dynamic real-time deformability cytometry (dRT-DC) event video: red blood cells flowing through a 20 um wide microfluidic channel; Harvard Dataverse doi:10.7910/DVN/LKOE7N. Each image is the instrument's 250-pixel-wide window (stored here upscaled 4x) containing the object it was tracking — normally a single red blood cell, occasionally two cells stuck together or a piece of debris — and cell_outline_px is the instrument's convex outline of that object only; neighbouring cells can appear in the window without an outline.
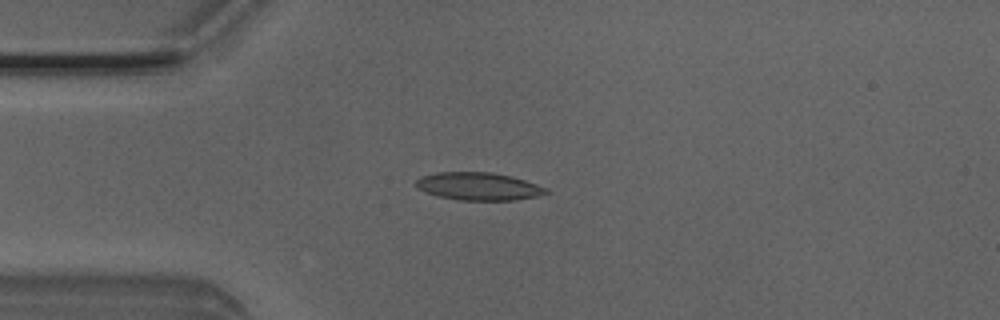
{"species": "Egyptian fruit bat (a non-hibernating species)", "species_latin": "Rousettus aegyptiacus", "temperature_condition": "room temperature", "stored_images_in_passage": 3, "camera_frame_rate_fps": 3000, "um_per_image_px": 0.085, "animal": {"sex": "male"}, "frame": {"image": 1, "passage_image": 3, "time_ms": 0.667, "image_size_px": [1000, 320], "cell_outline_px": [[552, 192], [536, 196], [516, 200], [456, 200], [436, 196], [416, 188], [416, 180], [420, 176], [436, 172], [492, 172], [512, 176], [548, 188]], "centroid_in_image_um": [40.66, 15.84], "position_along_channel_um": 44.3, "area_um2": 21.27}}